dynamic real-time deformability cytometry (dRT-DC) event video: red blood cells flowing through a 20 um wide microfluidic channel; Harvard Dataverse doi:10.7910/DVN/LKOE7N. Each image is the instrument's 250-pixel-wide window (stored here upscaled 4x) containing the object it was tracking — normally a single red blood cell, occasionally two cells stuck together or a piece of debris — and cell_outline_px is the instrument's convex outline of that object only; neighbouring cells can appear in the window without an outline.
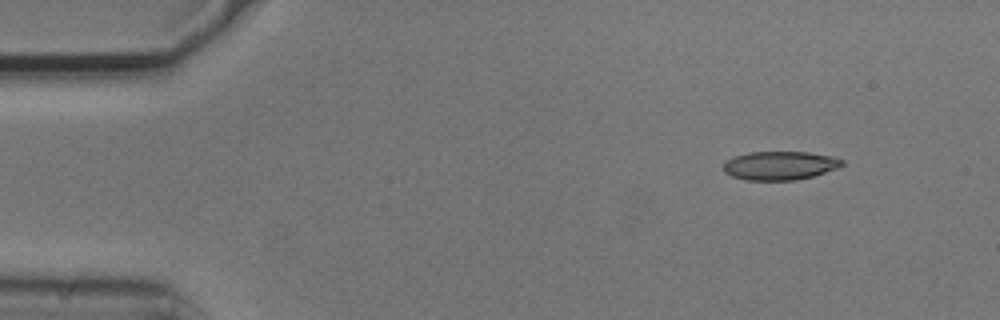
{"species": "common noctule bat (a hibernating species)", "species_latin": "Nyctalus noctula", "temperature_condition": "cold", "stored_images_in_passage": 4, "camera_frame_rate_fps": 3000, "um_per_image_px": 0.085, "animal": {"sex": "male", "body_mass_g": 20.5, "forearm_length_mm": 52.5}, "frame": {"image": 1, "passage_image": 1, "time_ms": 0.0, "image_size_px": [1000, 320], "cell_outline_px": [[844, 164], [840, 168], [812, 176], [796, 180], [744, 180], [732, 176], [724, 172], [724, 164], [728, 160], [736, 156], [748, 152], [808, 152], [836, 156], [844, 160]], "centroid_in_image_um": [66.36, 14.07], "position_along_channel_um": 18.6, "area_um2": 19.94}}
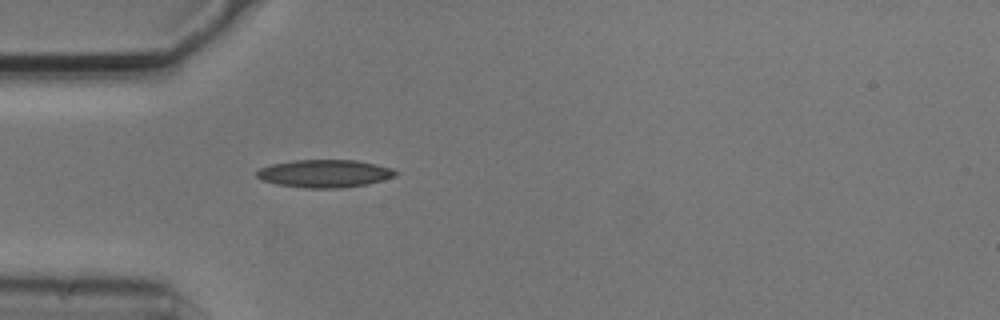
{"frame": {"image": 2, "passage_image": 4, "time_ms": 1.0, "image_size_px": [1000, 320], "cell_outline_px": [[400, 172], [396, 176], [384, 180], [368, 184], [340, 188], [304, 188], [276, 184], [260, 180], [256, 176], [256, 172], [260, 168], [272, 164], [292, 160], [356, 160], [376, 164], [392, 168]], "centroid_in_image_um": [27.61, 14.75], "position_along_channel_um": 57.4, "area_um2": 22.72}}